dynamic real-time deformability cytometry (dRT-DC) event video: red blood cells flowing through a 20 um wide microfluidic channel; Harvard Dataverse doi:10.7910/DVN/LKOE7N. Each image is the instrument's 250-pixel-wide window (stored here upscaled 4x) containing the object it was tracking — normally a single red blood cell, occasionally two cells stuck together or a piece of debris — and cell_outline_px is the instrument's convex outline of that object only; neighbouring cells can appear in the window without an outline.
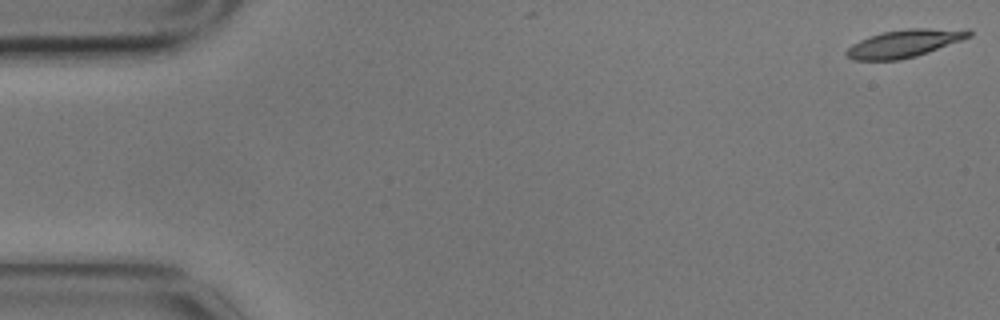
{"species": "common noctule bat (a hibernating species)", "species_latin": "Nyctalus noctula", "temperature_condition": "cold", "stored_images_in_passage": 9, "camera_frame_rate_fps": 3000, "um_per_image_px": 0.085, "animal": {"sex": "male", "body_mass_g": 17.9}, "frame": {"image": 1, "passage_image": 1, "time_ms": 0.0, "image_size_px": [1000, 320], "cell_outline_px": [[972, 36], [928, 52], [916, 56], [900, 60], [852, 60], [844, 52], [852, 44], [868, 36], [880, 32], [908, 28], [968, 28], [972, 32]], "centroid_in_image_um": [76.9, 3.67], "position_along_channel_um": 8.1, "area_um2": 20.0}}
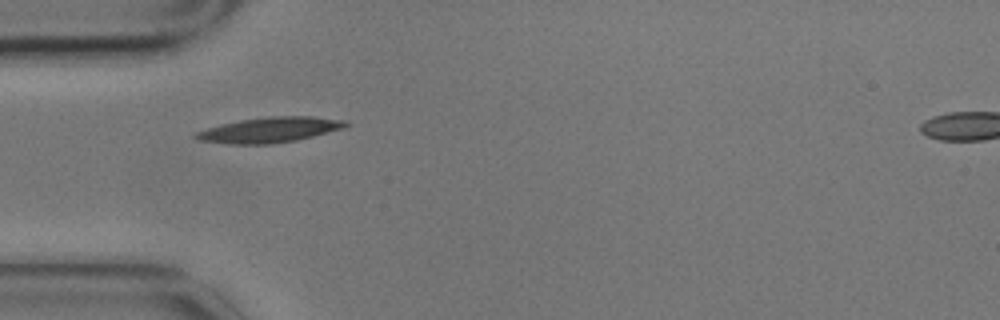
{"frame": {"image": 2, "passage_image": 5, "time_ms": 1.333, "image_size_px": [1000, 320], "cell_outline_px": [[352, 124], [344, 128], [296, 140], [272, 144], [228, 144], [196, 140], [192, 136], [196, 132], [208, 128], [240, 120], [268, 116], [312, 116], [348, 120]], "centroid_in_image_um": [22.96, 11.03], "position_along_channel_um": 62.0, "area_um2": 22.2}}